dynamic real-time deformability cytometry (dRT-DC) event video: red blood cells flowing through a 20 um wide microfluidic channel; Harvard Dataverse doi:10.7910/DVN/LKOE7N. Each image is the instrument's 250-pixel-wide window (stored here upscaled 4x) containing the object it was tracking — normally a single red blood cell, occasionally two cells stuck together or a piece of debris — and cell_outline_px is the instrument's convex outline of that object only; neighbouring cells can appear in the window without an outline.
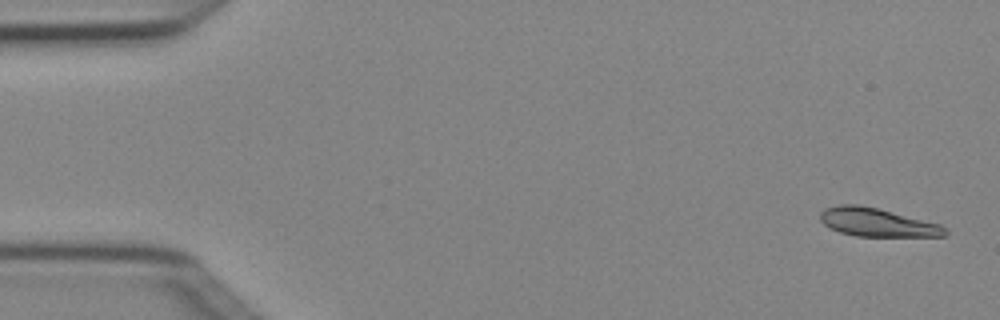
{"species": "Egyptian fruit bat (a non-hibernating species)", "species_latin": "Rousettus aegyptiacus", "temperature_condition": "cold", "stored_images_in_passage": 6, "camera_frame_rate_fps": 3000, "um_per_image_px": 0.085, "animal": {"sex": "female"}, "frame": {"image": 1, "passage_image": 1, "time_ms": 0.0, "image_size_px": [1000, 320], "cell_outline_px": [[948, 232], [944, 236], [856, 236], [840, 232], [824, 224], [820, 220], [820, 212], [824, 208], [840, 204], [860, 204], [940, 224]], "centroid_in_image_um": [74.52, 18.89], "position_along_channel_um": 10.5, "area_um2": 20.4}}
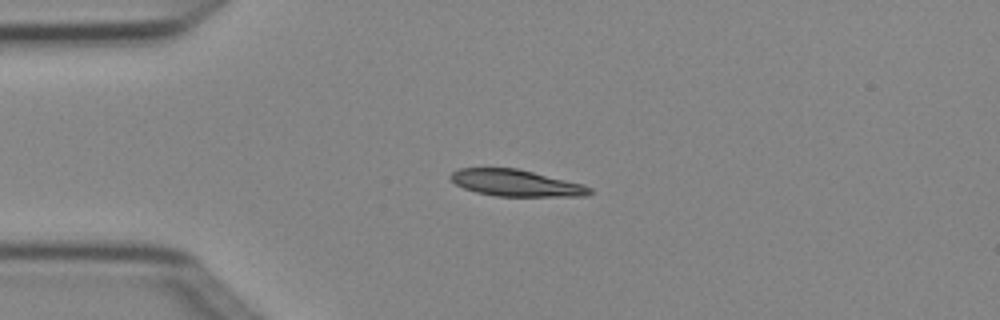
{"frame": {"image": 2, "passage_image": 4, "time_ms": 1.0, "image_size_px": [1000, 320], "cell_outline_px": [[592, 192], [588, 196], [496, 196], [476, 192], [464, 188], [456, 184], [448, 176], [452, 172], [460, 168], [516, 168], [584, 184], [592, 188]], "centroid_in_image_um": [43.87, 15.56], "position_along_channel_um": 41.1, "area_um2": 21.5}}
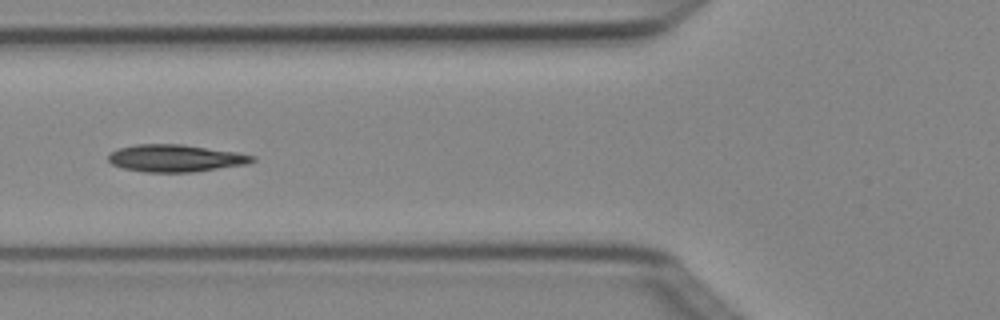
{"frame": {"image": 3, "passage_image": 6, "time_ms": 1.667, "image_size_px": [1000, 320], "cell_outline_px": [[256, 160], [248, 164], [192, 172], [144, 172], [124, 168], [112, 164], [108, 160], [108, 156], [116, 148], [136, 144], [184, 144], [240, 152], [256, 156]], "centroid_in_image_um": [14.96, 13.44], "position_along_channel_um": 110.8, "area_um2": 23.12}}